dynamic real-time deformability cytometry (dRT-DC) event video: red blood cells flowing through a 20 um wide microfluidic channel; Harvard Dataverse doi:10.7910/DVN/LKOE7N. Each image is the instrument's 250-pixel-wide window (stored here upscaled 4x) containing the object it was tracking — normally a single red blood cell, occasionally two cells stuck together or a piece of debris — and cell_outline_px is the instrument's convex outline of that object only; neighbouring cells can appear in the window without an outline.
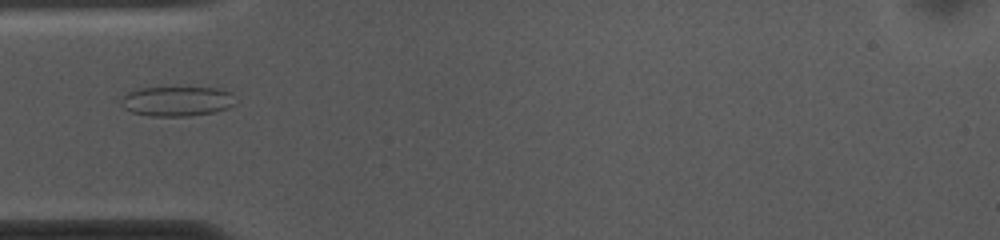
{"species": "common noctule bat (a hibernating species)", "species_latin": "Nyctalus noctula", "temperature_condition": "cold", "stored_images_in_passage": 53, "camera_frame_rate_fps": 3000, "um_per_image_px": 0.085, "animal": {"sex": "female", "body_mass_g": 10.0, "forearm_length_mm": 53.1}, "frame": {"image": 1, "passage_image": 15, "time_ms": 4.667, "image_size_px": [1000, 240], "cell_outline_px": [[236, 104], [228, 108], [216, 112], [188, 116], [148, 116], [132, 112], [124, 108], [120, 104], [120, 100], [128, 92], [140, 88], [216, 88], [232, 92]], "centroid_in_image_um": [15.06, 8.61], "position_along_channel_um": 69.9, "area_um2": 19.94}}
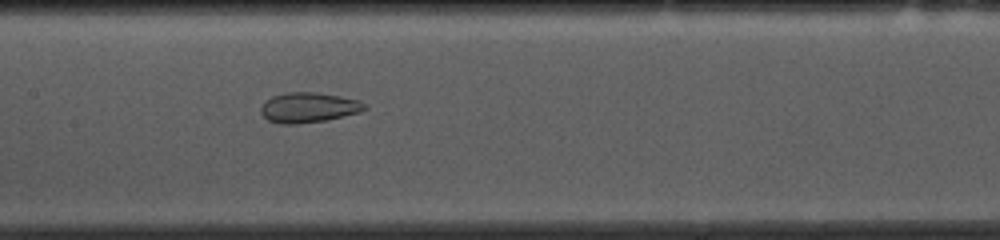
{"frame": {"image": 2, "passage_image": 24, "time_ms": 7.667, "image_size_px": [1000, 240], "cell_outline_px": [[368, 108], [360, 112], [328, 120], [296, 124], [280, 124], [268, 120], [260, 112], [260, 108], [264, 100], [272, 96], [288, 92], [316, 92], [340, 96], [360, 100], [368, 104]], "centroid_in_image_um": [26.25, 9.14], "position_along_channel_um": 181.2, "area_um2": 18.5}}
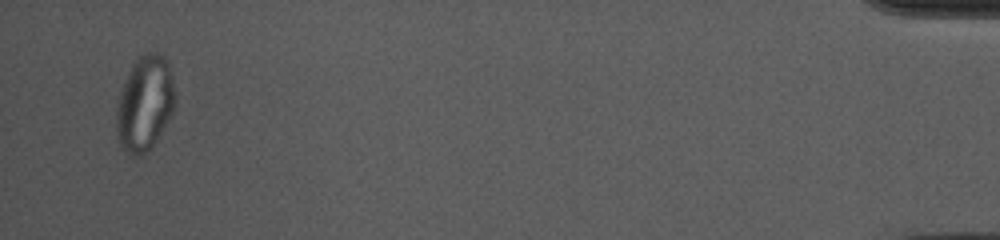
{"frame": {"image": 3, "passage_image": 51, "time_ms": 16.667, "image_size_px": [1000, 240], "cell_outline_px": [[172, 112], [156, 140], [140, 156], [132, 156], [124, 152], [120, 144], [116, 132], [116, 108], [120, 92], [124, 80], [136, 56], [144, 52], [156, 52], [168, 64], [172, 80]], "centroid_in_image_um": [12.23, 8.79], "position_along_channel_um": 423.0, "area_um2": 31.85}, "authors_computed_cell_mechanics": {"area_um2": 25.8366, "velocity_mm_per_s": 3.6733, "shape_relaxation_time_tau1_ms": null, "shape_relaxation_time_tau2_ms": 1.1206, "deformation_change_tau1": null, "deformation_change_tau2": 0.0647}}